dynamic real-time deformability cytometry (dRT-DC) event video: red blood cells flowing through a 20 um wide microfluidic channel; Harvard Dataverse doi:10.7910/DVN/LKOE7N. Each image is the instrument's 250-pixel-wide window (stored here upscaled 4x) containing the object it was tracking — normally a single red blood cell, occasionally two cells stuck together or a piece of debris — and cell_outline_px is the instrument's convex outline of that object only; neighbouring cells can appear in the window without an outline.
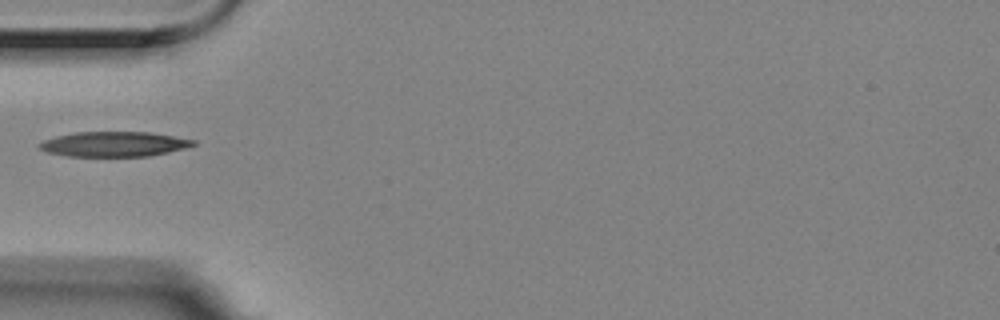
{"species": "Egyptian fruit bat (a non-hibernating species)", "species_latin": "Rousettus aegyptiacus", "temperature_condition": "room temperature", "stored_images_in_passage": 37, "camera_frame_rate_fps": 3000, "um_per_image_px": 0.085, "animal": {"sex": "female"}, "frame": {"image": 1, "passage_image": 1, "time_ms": 0.0, "image_size_px": [1000, 320], "cell_outline_px": [[196, 144], [184, 148], [168, 152], [148, 156], [68, 156], [48, 152], [40, 148], [36, 144], [44, 140], [56, 136], [76, 132], [152, 132], [196, 140]], "centroid_in_image_um": [9.69, 12.24], "position_along_channel_um": 75.3, "area_um2": 22.31}}
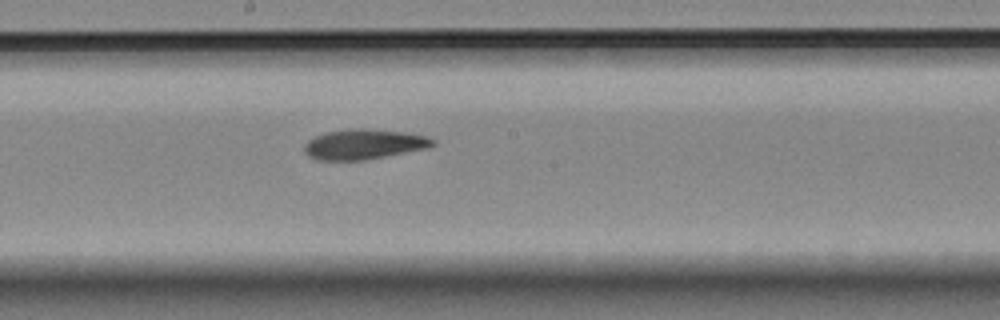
{"frame": {"image": 2, "passage_image": 13, "time_ms": 4.0, "image_size_px": [1000, 320], "cell_outline_px": [[436, 144], [432, 148], [364, 160], [316, 160], [308, 156], [304, 152], [304, 144], [308, 140], [316, 136], [328, 132], [356, 128], [364, 128], [408, 132], [428, 136], [436, 140]], "centroid_in_image_um": [31.01, 12.26], "position_along_channel_um": 217.2, "area_um2": 22.89}}
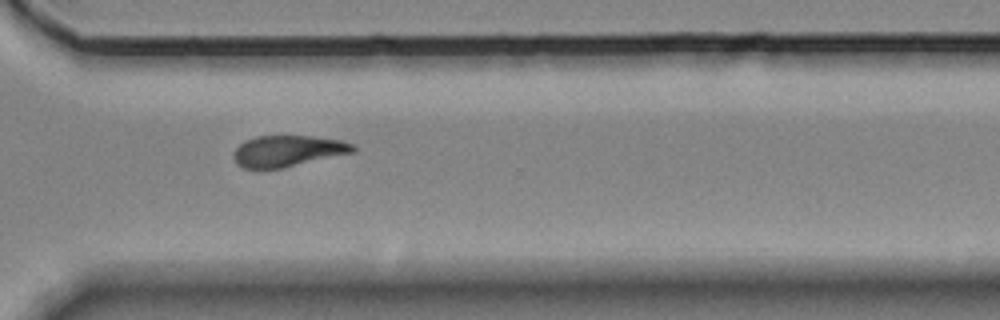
{"frame": {"image": 3, "passage_image": 24, "time_ms": 7.667, "image_size_px": [1000, 320], "cell_outline_px": [[356, 152], [284, 168], [244, 168], [236, 164], [232, 152], [244, 140], [256, 136], [312, 136], [344, 140], [352, 144], [356, 148]], "centroid_in_image_um": [24.48, 12.83], "position_along_channel_um": 346.1, "area_um2": 21.96}}